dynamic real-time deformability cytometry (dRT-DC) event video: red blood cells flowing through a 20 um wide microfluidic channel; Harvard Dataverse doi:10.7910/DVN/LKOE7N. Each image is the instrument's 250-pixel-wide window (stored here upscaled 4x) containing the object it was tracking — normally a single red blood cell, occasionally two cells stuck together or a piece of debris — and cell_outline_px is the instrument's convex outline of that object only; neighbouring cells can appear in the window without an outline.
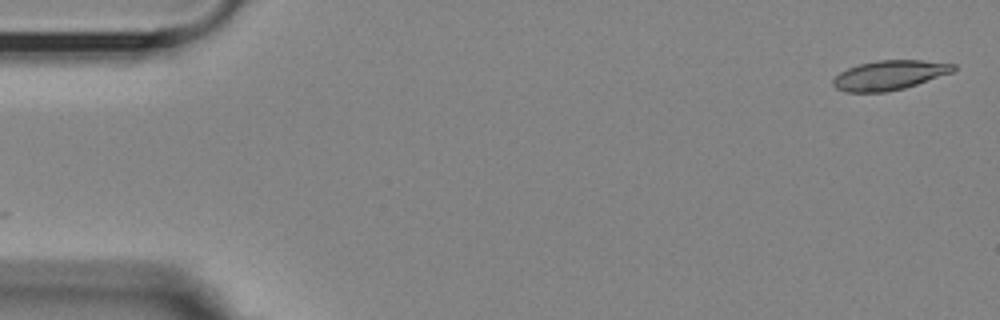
{"species": "Egyptian fruit bat (a non-hibernating species)", "species_latin": "Rousettus aegyptiacus", "temperature_condition": "room temperature", "stored_images_in_passage": 15, "camera_frame_rate_fps": 3000, "um_per_image_px": 0.085, "animal": {"sex": "female"}, "frame": {"image": 1, "passage_image": 1, "time_ms": 0.0, "image_size_px": [1000, 320], "cell_outline_px": [[956, 68], [952, 72], [904, 88], [884, 92], [844, 92], [836, 88], [832, 84], [832, 80], [840, 72], [848, 68], [860, 64], [876, 60], [924, 60], [956, 64]], "centroid_in_image_um": [75.58, 6.38], "position_along_channel_um": 9.4, "area_um2": 20.58}}
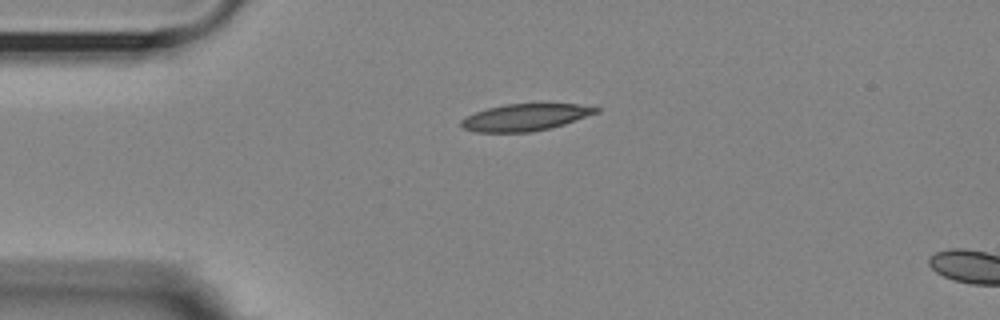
{"frame": {"image": 2, "passage_image": 12, "time_ms": 3.667, "image_size_px": [1000, 320], "cell_outline_px": [[600, 112], [552, 128], [532, 132], [476, 132], [464, 128], [460, 124], [460, 120], [476, 112], [488, 108], [504, 104], [576, 104], [600, 108]], "centroid_in_image_um": [44.66, 9.98], "position_along_channel_um": 40.3, "area_um2": 21.04}}